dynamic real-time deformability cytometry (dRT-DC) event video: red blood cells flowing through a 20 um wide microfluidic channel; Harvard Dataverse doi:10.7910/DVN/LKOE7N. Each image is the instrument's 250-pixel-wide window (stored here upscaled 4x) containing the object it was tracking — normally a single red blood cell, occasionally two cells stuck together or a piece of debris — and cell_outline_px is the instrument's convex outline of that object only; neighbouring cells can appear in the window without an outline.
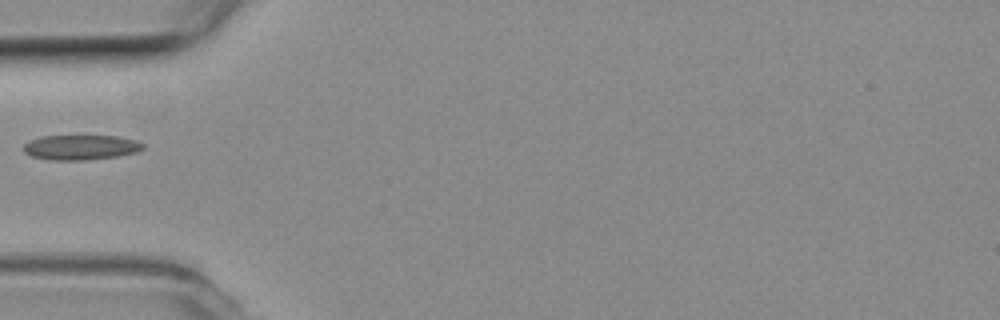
{"species": "common noctule bat (a hibernating species)", "species_latin": "Nyctalus noctula", "temperature_condition": "room temperature", "stored_images_in_passage": 37, "camera_frame_rate_fps": 3000, "um_per_image_px": 0.085, "animal": {"sex": "female", "body_mass_g": 19.3, "forearm_length_mm": 54.1}, "frame": {"image": 1, "passage_image": 1, "time_ms": 0.0, "image_size_px": [1000, 320], "cell_outline_px": [[144, 148], [136, 152], [116, 156], [84, 160], [52, 160], [32, 156], [24, 152], [24, 144], [40, 136], [116, 136], [136, 140], [144, 144]], "centroid_in_image_um": [6.87, 12.52], "position_along_channel_um": 78.1, "area_um2": 17.17}}
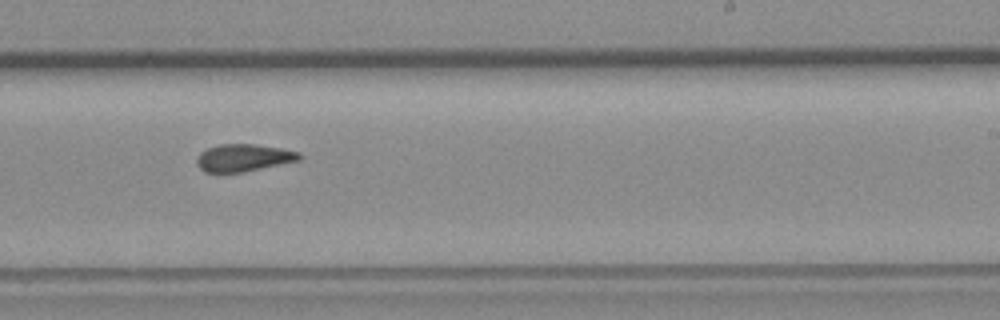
{"frame": {"image": 2, "passage_image": 16, "time_ms": 5.0, "image_size_px": [1000, 320], "cell_outline_px": [[304, 156], [300, 160], [244, 172], [204, 172], [196, 164], [196, 160], [200, 152], [208, 148], [220, 144], [256, 144], [280, 148], [300, 152]], "centroid_in_image_um": [20.72, 13.41], "position_along_channel_um": 268.3, "area_um2": 16.42}}
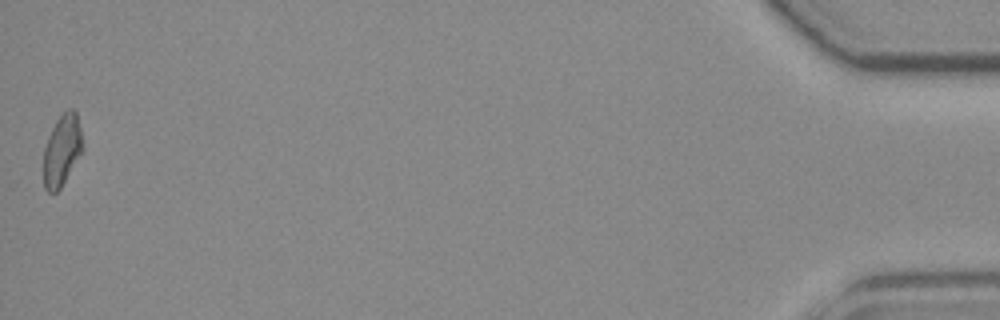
{"frame": {"image": 3, "passage_image": 37, "time_ms": 12.0, "image_size_px": [1000, 320], "cell_outline_px": [[84, 148], [60, 188], [56, 192], [48, 192], [44, 188], [44, 148], [48, 136], [56, 120], [68, 108], [72, 108], [76, 112], [80, 128]], "centroid_in_image_um": [5.27, 12.75], "position_along_channel_um": 429.9, "area_um2": 16.07}}